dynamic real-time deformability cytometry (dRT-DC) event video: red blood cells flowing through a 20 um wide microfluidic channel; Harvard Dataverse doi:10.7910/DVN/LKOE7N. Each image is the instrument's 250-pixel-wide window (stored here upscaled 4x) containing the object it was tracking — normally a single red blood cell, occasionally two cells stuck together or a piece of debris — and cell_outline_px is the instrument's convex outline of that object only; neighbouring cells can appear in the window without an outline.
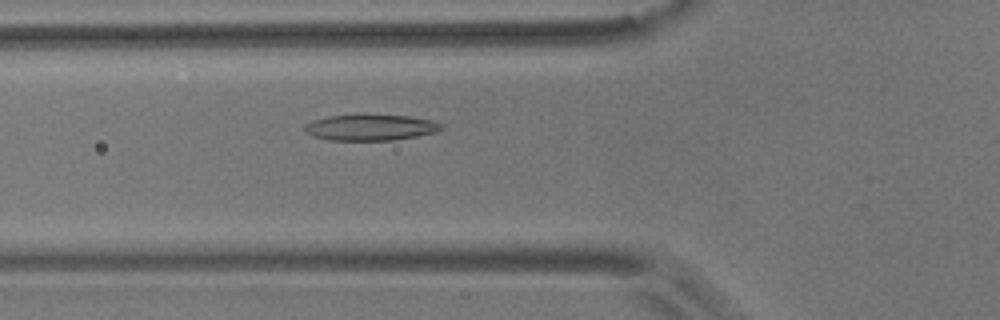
{"species": "common noctule bat (a hibernating species)", "species_latin": "Nyctalus noctula", "temperature_condition": "room temperature", "stored_images_in_passage": 53, "camera_frame_rate_fps": 3000, "um_per_image_px": 0.085, "animal": {"sex": "male", "body_mass_g": 17.9}, "frame": {"image": 1, "passage_image": 17, "time_ms": 5.333, "image_size_px": [1000, 320], "cell_outline_px": [[444, 128], [432, 132], [416, 136], [392, 140], [328, 140], [312, 136], [304, 132], [304, 124], [312, 120], [328, 116], [412, 116], [432, 120], [444, 124]], "centroid_in_image_um": [31.46, 10.85], "position_along_channel_um": 94.3, "area_um2": 20.4}}
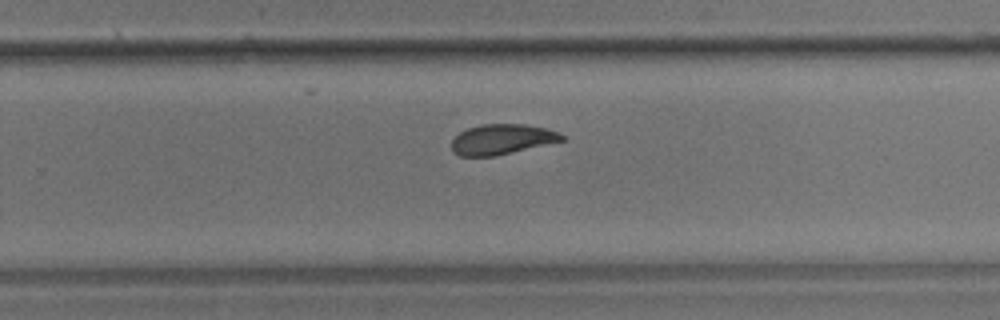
{"frame": {"image": 2, "passage_image": 33, "time_ms": 10.667, "image_size_px": [1000, 320], "cell_outline_px": [[564, 140], [496, 156], [460, 156], [452, 152], [452, 140], [460, 132], [468, 128], [484, 124], [524, 124], [544, 128], [556, 132], [564, 136]], "centroid_in_image_um": [42.62, 11.85], "position_along_channel_um": 287.2, "area_um2": 19.19}}
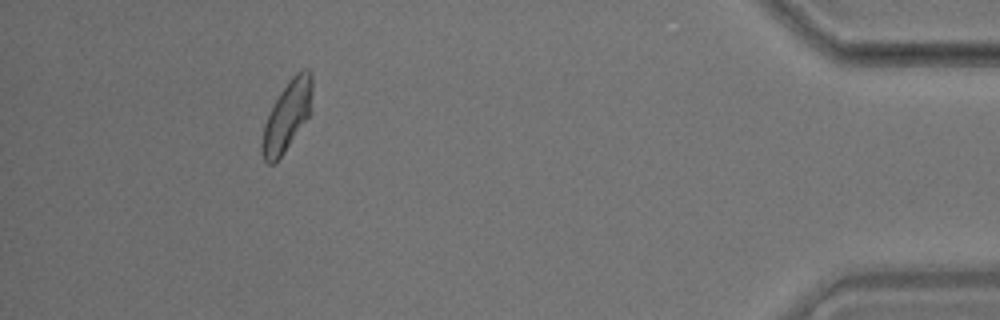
{"frame": {"image": 3, "passage_image": 48, "time_ms": 15.667, "image_size_px": [1000, 320], "cell_outline_px": [[312, 112], [284, 152], [272, 164], [268, 164], [264, 160], [260, 148], [260, 144], [264, 124], [280, 92], [288, 80], [296, 72], [304, 68], [308, 68], [312, 72]], "centroid_in_image_um": [24.42, 9.82], "position_along_channel_um": 410.8, "area_um2": 20.52}, "authors_computed_cell_mechanics": {"area_um2": 20.6346, "velocity_mm_per_s": 3.6101, "shape_relaxation_time_tau1_ms": 5.1769, "shape_relaxation_time_tau2_ms": 1.5335, "deformation_change_tau1": 0.1523, "deformation_change_tau2": 0.0697}}